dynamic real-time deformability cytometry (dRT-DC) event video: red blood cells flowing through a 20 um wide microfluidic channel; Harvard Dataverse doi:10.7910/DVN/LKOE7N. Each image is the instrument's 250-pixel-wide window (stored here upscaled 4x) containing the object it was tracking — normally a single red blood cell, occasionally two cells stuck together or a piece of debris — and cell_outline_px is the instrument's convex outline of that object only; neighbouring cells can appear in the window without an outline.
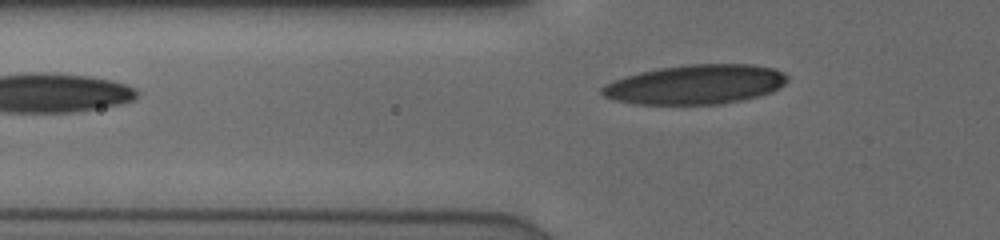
{"species": "human", "species_latin": "Homo sapiens", "temperature_condition": "cold", "stored_images_in_passage": 6, "camera_frame_rate_fps": 3000, "um_per_image_px": 0.085, "donor": {"sex": "male"}, "frame": {"image": 1, "passage_image": 6, "time_ms": 1.667, "image_size_px": [1000, 240], "cell_outline_px": [[788, 80], [780, 88], [772, 92], [740, 100], [720, 104], [640, 104], [616, 100], [604, 96], [600, 92], [600, 88], [604, 84], [624, 76], [640, 72], [660, 68], [688, 64], [752, 64], [772, 68], [788, 76]], "centroid_in_image_um": [59.11, 7.17], "position_along_channel_um": 66.7, "area_um2": 42.48}}